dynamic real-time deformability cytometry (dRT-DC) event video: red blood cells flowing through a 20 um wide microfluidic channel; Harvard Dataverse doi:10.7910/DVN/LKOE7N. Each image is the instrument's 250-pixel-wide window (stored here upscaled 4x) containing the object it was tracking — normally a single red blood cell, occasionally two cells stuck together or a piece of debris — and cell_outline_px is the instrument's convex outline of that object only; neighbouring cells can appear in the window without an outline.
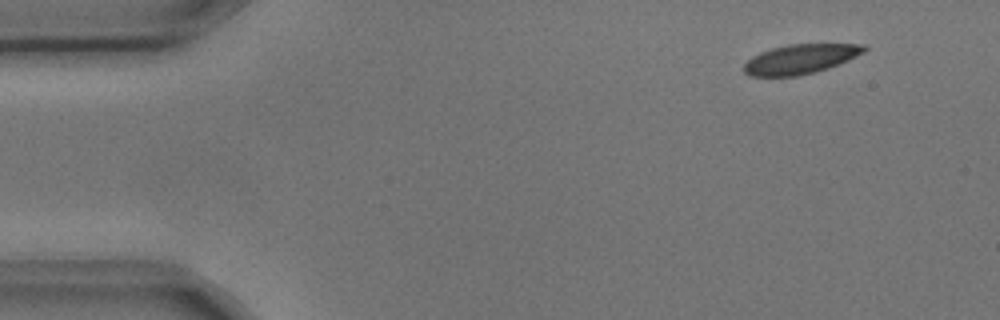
{"species": "common noctule bat (a hibernating species)", "species_latin": "Nyctalus noctula", "temperature_condition": "cold", "stored_images_in_passage": 5, "camera_frame_rate_fps": 3000, "um_per_image_px": 0.085, "animal": {"sex": "male", "body_mass_g": 17.9, "forearm_length_mm": 54.2}, "frame": {"image": 1, "passage_image": 1, "time_ms": 0.0, "image_size_px": [1000, 320], "cell_outline_px": [[868, 48], [864, 52], [848, 60], [828, 68], [800, 76], [748, 76], [744, 72], [744, 64], [752, 56], [760, 52], [772, 48], [788, 44], [868, 44]], "centroid_in_image_um": [68.04, 5.02], "position_along_channel_um": 17.0, "area_um2": 20.75}}